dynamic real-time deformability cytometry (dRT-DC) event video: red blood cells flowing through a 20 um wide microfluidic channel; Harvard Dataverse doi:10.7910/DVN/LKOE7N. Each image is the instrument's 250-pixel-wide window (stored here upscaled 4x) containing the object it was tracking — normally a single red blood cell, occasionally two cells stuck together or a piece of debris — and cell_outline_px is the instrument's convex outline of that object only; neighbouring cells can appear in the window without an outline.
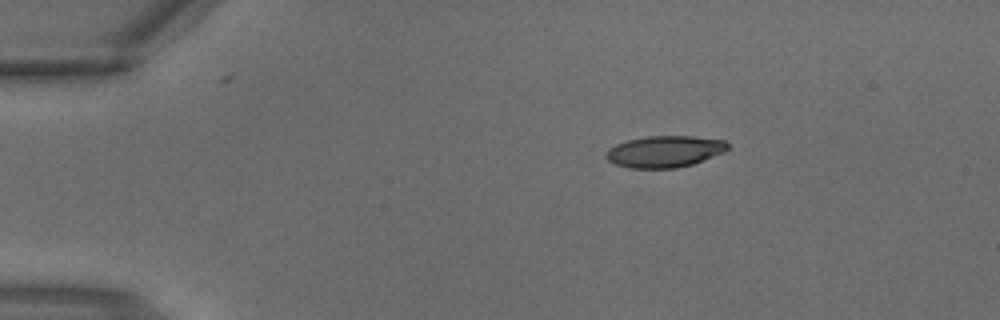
{"species": "common noctule bat (a hibernating species)", "species_latin": "Nyctalus noctula", "temperature_condition": "warm", "stored_images_in_passage": 2, "camera_frame_rate_fps": 3000, "um_per_image_px": 0.085, "animal": {"sex": "male", "body_mass_g": 18.8}, "frame": {"image": 1, "passage_image": 1, "time_ms": 0.0, "image_size_px": [1000, 320], "cell_outline_px": [[728, 148], [724, 152], [692, 164], [676, 168], [628, 168], [616, 164], [608, 160], [604, 156], [608, 148], [616, 144], [628, 140], [648, 136], [692, 136], [724, 140], [728, 144]], "centroid_in_image_um": [56.47, 12.88], "position_along_channel_um": 28.5, "area_um2": 22.31}}